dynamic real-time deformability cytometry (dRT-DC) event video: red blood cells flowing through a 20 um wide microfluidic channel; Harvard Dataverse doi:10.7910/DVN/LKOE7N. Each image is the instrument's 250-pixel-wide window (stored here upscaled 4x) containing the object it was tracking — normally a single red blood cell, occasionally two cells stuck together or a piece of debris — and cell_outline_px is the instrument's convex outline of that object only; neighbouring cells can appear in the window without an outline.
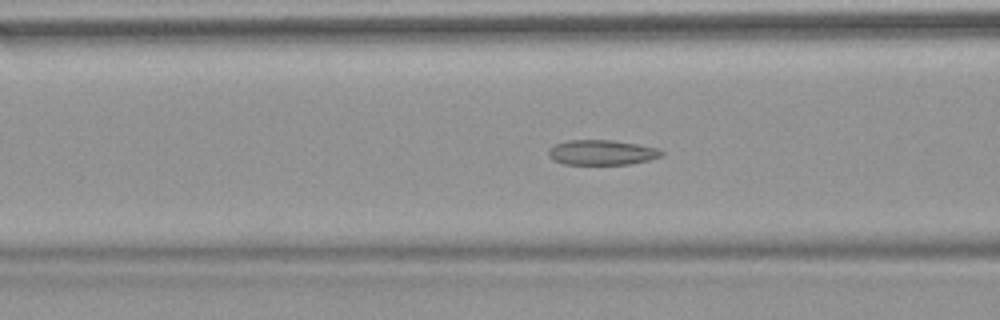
{"species": "common noctule bat (a hibernating species)", "species_latin": "Nyctalus noctula", "temperature_condition": "warm", "stored_images_in_passage": 52, "camera_frame_rate_fps": 3000, "um_per_image_px": 0.085, "animal": {"sex": "female", "body_mass_g": 18.4}, "frame": {"image": 1, "passage_image": 20, "time_ms": 6.333, "image_size_px": [1000, 320], "cell_outline_px": [[664, 152], [660, 156], [648, 160], [628, 164], [564, 164], [548, 156], [548, 148], [556, 144], [568, 140], [612, 140], [636, 144], [656, 148]], "centroid_in_image_um": [51.12, 12.95], "position_along_channel_um": 115.5, "area_um2": 16.24}}
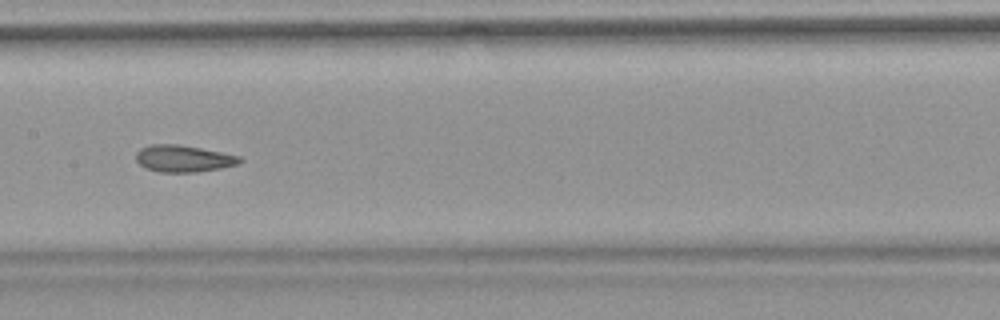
{"frame": {"image": 2, "passage_image": 26, "time_ms": 8.333, "image_size_px": [1000, 320], "cell_outline_px": [[244, 160], [236, 164], [220, 168], [196, 172], [160, 172], [144, 168], [136, 160], [136, 152], [140, 148], [152, 144], [176, 144], [200, 148], [240, 156]], "centroid_in_image_um": [15.56, 13.48], "position_along_channel_um": 191.8, "area_um2": 16.13}}
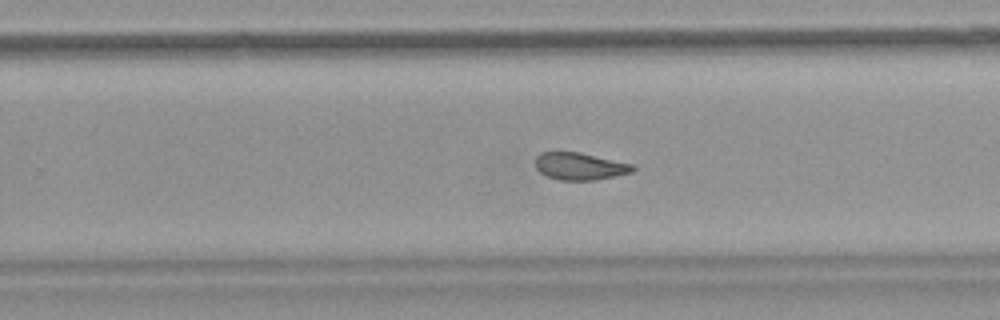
{"frame": {"image": 3, "passage_image": 33, "time_ms": 10.667, "image_size_px": [1000, 320], "cell_outline_px": [[636, 168], [632, 172], [616, 176], [596, 180], [560, 180], [548, 176], [540, 172], [536, 168], [536, 156], [540, 152], [556, 148], [580, 152], [636, 164]], "centroid_in_image_um": [49.28, 14.08], "position_along_channel_um": 280.5, "area_um2": 16.24}, "authors_computed_cell_mechanics": {"area_um2": 17.0799, "velocity_mm_per_s": 3.8149, "shape_relaxation_time_tau1_ms": null, "shape_relaxation_time_tau2_ms": 2.2925, "deformation_change_tau1": null, "deformation_change_tau2": 0.0803}}